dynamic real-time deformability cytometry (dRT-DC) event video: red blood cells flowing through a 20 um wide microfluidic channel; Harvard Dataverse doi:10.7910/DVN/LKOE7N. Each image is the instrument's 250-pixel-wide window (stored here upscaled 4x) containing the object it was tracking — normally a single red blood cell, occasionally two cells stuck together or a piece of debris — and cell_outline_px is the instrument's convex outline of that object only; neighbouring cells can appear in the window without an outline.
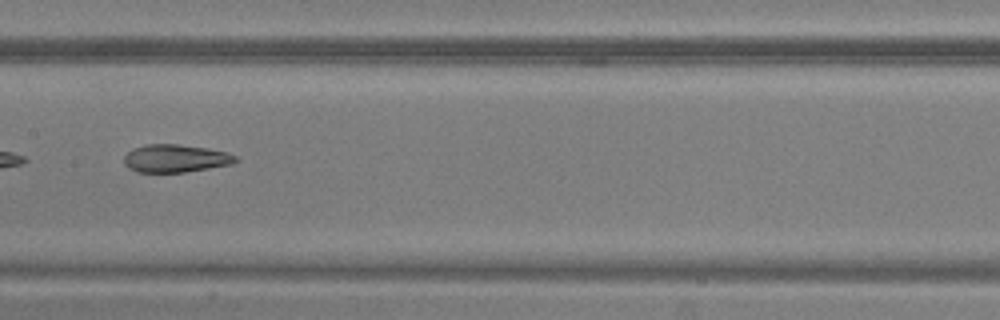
{"species": "common noctule bat (a hibernating species)", "species_latin": "Nyctalus noctula", "temperature_condition": "warm", "stored_images_in_passage": 7, "camera_frame_rate_fps": 3000, "um_per_image_px": 0.085, "animal": {"sex": "male", "body_mass_g": 20.5, "forearm_length_mm": 52.5}, "frame": {"image": 1, "passage_image": 7, "time_ms": 7.333, "image_size_px": [1000, 320], "cell_outline_px": [[240, 160], [232, 164], [184, 172], [136, 172], [128, 168], [124, 164], [124, 156], [132, 148], [148, 144], [176, 144], [208, 148], [224, 152], [236, 156]], "centroid_in_image_um": [14.89, 13.46], "position_along_channel_um": 192.5, "area_um2": 18.09}}